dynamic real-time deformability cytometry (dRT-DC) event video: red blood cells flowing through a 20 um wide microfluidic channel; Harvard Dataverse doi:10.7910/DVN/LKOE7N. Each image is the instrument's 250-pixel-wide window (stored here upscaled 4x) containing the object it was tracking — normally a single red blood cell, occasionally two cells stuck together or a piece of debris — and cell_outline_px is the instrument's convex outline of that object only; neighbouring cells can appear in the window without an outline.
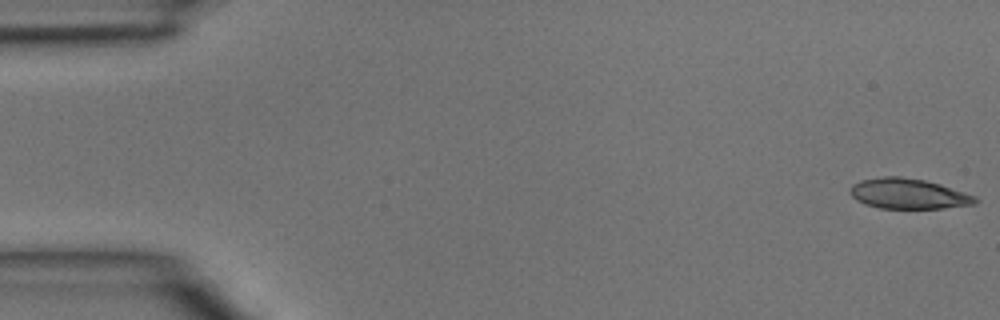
{"species": "common noctule bat (a hibernating species)", "species_latin": "Nyctalus noctula", "temperature_condition": "room temperature", "stored_images_in_passage": 42, "camera_frame_rate_fps": 3000, "um_per_image_px": 0.085, "animal": {"sex": "male", "body_mass_g": 15.6}, "frame": {"image": 1, "passage_image": 1, "time_ms": 0.0, "image_size_px": [1000, 320], "cell_outline_px": [[980, 200], [976, 204], [944, 208], [880, 208], [864, 204], [856, 200], [848, 192], [848, 188], [852, 184], [860, 180], [884, 176], [900, 176], [924, 180], [940, 184], [976, 196]], "centroid_in_image_um": [77.19, 16.46], "position_along_channel_um": 7.8, "area_um2": 22.31}}
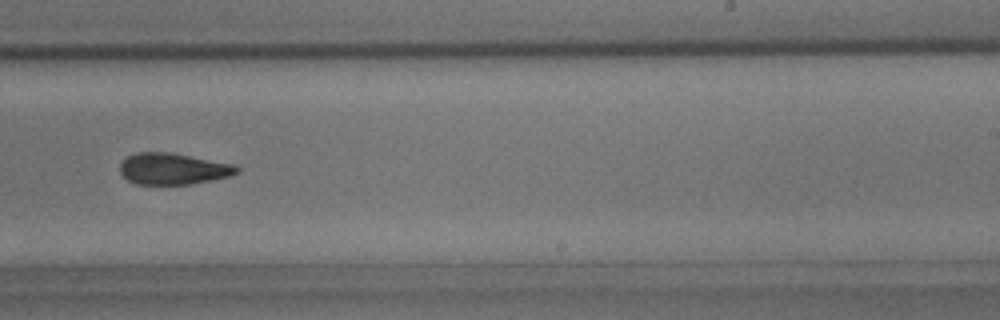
{"frame": {"image": 2, "passage_image": 28, "time_ms": 9.0, "image_size_px": [1000, 320], "cell_outline_px": [[240, 172], [232, 176], [192, 184], [136, 184], [128, 180], [120, 172], [120, 164], [128, 156], [136, 152], [168, 152], [232, 164], [240, 168]], "centroid_in_image_um": [14.72, 14.36], "position_along_channel_um": 274.3, "area_um2": 21.27}}
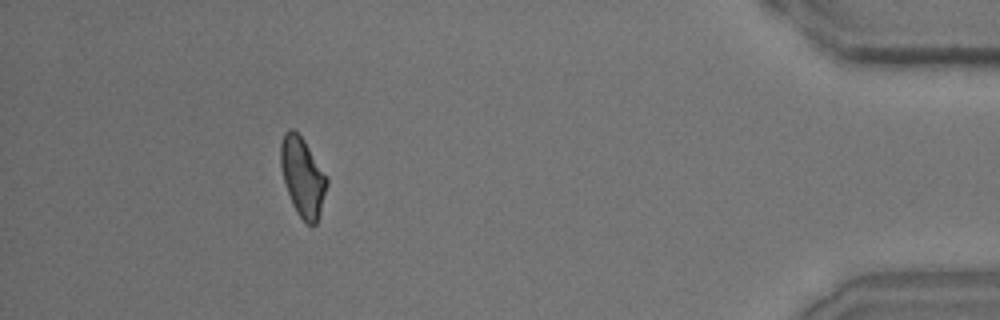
{"frame": {"image": 3, "passage_image": 41, "time_ms": 13.333, "image_size_px": [1000, 320], "cell_outline_px": [[328, 184], [320, 212], [316, 224], [308, 224], [296, 212], [292, 204], [284, 180], [280, 164], [280, 144], [284, 132], [288, 128], [292, 128], [304, 140], [328, 176]], "centroid_in_image_um": [25.73, 15.0], "position_along_channel_um": 409.5, "area_um2": 21.21}}